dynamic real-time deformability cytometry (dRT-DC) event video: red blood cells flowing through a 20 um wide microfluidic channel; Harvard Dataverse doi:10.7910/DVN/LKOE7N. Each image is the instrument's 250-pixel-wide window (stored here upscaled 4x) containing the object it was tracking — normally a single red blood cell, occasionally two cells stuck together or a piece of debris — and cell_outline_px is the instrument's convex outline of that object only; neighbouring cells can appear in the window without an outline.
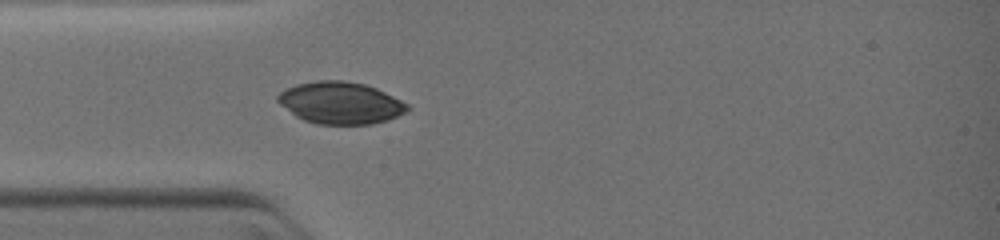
{"species": "common noctule bat (a hibernating species)", "species_latin": "Nyctalus noctula", "temperature_condition": "warm", "stored_images_in_passage": 52, "camera_frame_rate_fps": 3000, "um_per_image_px": 0.085, "animal": {"sex": "female", "body_mass_g": 19.0, "forearm_length_mm": 51.5}, "frame": {"image": 1, "passage_image": 1, "time_ms": 0.0, "image_size_px": [1000, 240], "cell_outline_px": [[412, 108], [388, 120], [372, 124], [316, 124], [304, 120], [296, 116], [280, 104], [276, 100], [276, 96], [280, 92], [296, 84], [316, 80], [344, 80], [364, 84], [376, 88], [408, 104]], "centroid_in_image_um": [28.93, 8.74], "position_along_channel_um": 56.1, "area_um2": 31.62}}
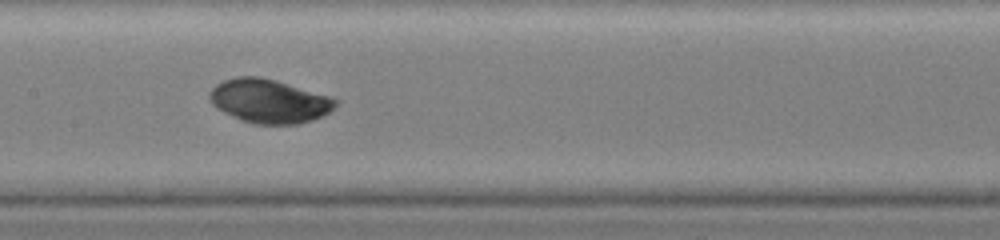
{"frame": {"image": 2, "passage_image": 15, "time_ms": 2.667, "image_size_px": [1000, 240], "cell_outline_px": [[340, 104], [336, 108], [324, 116], [300, 124], [252, 124], [240, 120], [216, 108], [208, 100], [208, 92], [216, 84], [224, 80], [236, 76], [260, 76], [276, 80], [332, 96], [340, 100]], "centroid_in_image_um": [22.92, 8.59], "position_along_channel_um": 184.5, "area_um2": 32.89}}
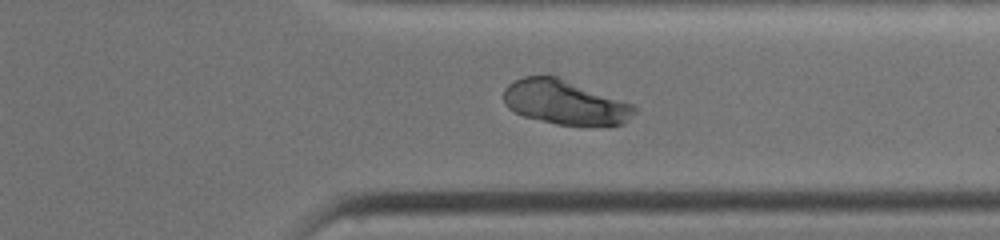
{"frame": {"image": 3, "passage_image": 36, "time_ms": 6.333, "image_size_px": [1000, 240], "cell_outline_px": [[636, 112], [624, 124], [584, 128], [556, 124], [524, 116], [508, 108], [504, 104], [504, 88], [508, 84], [524, 76], [556, 76], [632, 104], [636, 108]], "centroid_in_image_um": [48.04, 8.74], "position_along_channel_um": 363.4, "area_um2": 34.1}}